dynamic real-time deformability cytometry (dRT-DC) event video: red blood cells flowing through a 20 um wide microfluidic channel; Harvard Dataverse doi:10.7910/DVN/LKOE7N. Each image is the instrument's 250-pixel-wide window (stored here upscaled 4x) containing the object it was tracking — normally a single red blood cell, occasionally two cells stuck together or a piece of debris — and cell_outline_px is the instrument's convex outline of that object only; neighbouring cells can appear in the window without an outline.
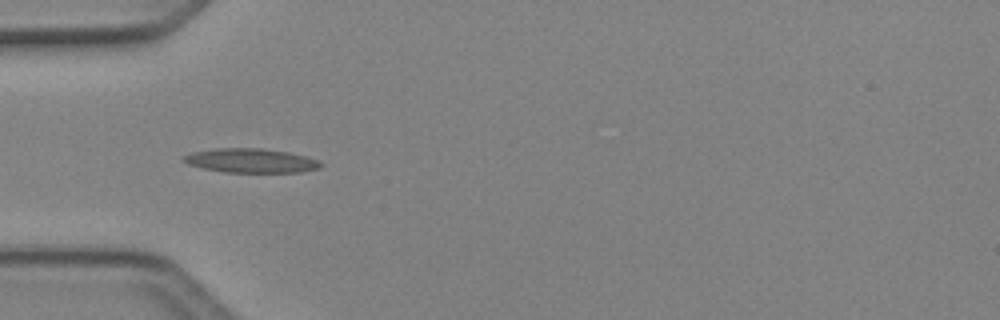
{"species": "Egyptian fruit bat (a non-hibernating species)", "species_latin": "Rousettus aegyptiacus", "temperature_condition": "cold", "stored_images_in_passage": 6, "segment_of_instrument_passage": [2, 2], "camera_frame_rate_fps": 3000, "um_per_image_px": 0.085, "animal": {"sex": "female"}, "frame": {"image": 1, "passage_image": 4, "time_ms": 1.0, "image_size_px": [1000, 320], "cell_outline_px": [[324, 164], [320, 168], [300, 172], [224, 172], [204, 168], [188, 164], [184, 160], [184, 156], [192, 152], [216, 148], [260, 148], [288, 152], [304, 156], [316, 160]], "centroid_in_image_um": [21.34, 13.65], "position_along_channel_um": 63.7, "area_um2": 19.07}}
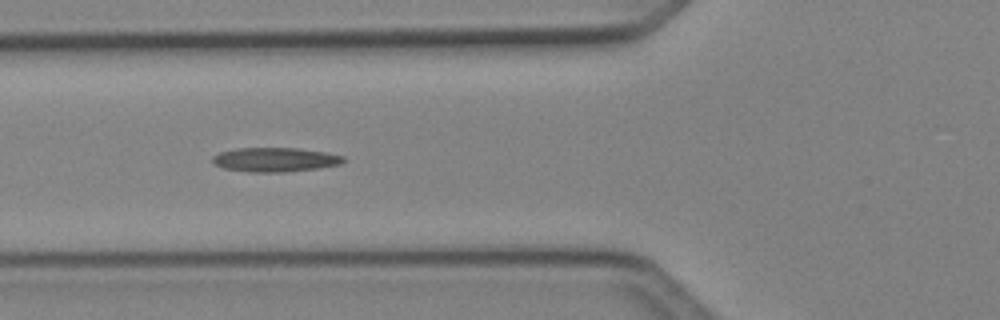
{"frame": {"image": 2, "passage_image": 5, "time_ms": 1.333, "image_size_px": [1000, 320], "cell_outline_px": [[344, 160], [340, 164], [320, 168], [284, 172], [248, 172], [224, 168], [212, 164], [212, 156], [220, 152], [236, 148], [296, 148], [324, 152], [344, 156]], "centroid_in_image_um": [23.34, 13.57], "position_along_channel_um": 102.5, "area_um2": 18.5}}
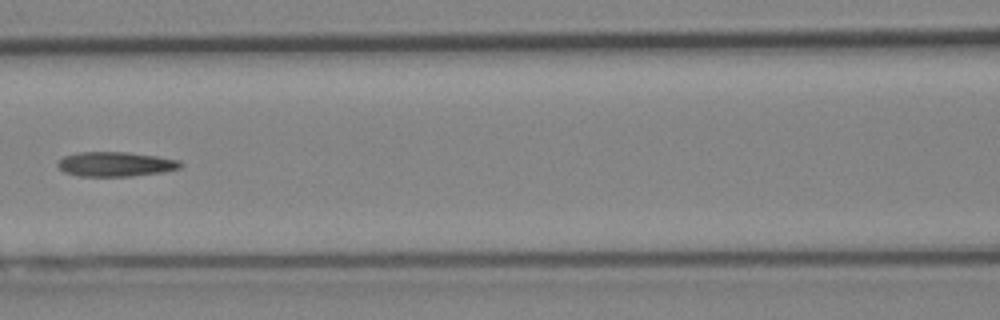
{"frame": {"image": 3, "passage_image": 6, "time_ms": 1.667, "image_size_px": [1000, 320], "cell_outline_px": [[184, 164], [180, 168], [164, 172], [132, 176], [80, 176], [64, 172], [56, 164], [64, 156], [76, 152], [128, 152], [156, 156], [180, 160]], "centroid_in_image_um": [9.85, 13.95], "position_along_channel_um": 156.8, "area_um2": 17.69}}